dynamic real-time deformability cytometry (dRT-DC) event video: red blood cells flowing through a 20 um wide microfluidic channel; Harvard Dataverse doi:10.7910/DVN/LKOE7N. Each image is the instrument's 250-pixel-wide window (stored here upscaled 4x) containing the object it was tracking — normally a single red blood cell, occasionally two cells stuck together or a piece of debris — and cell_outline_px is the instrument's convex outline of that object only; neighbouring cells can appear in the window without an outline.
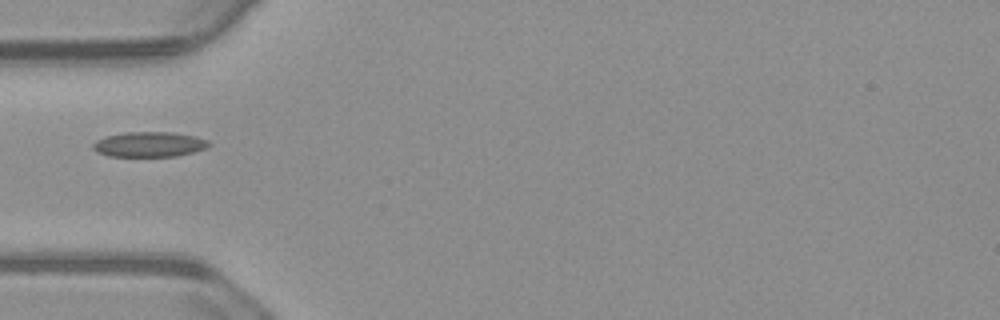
{"species": "common noctule bat (a hibernating species)", "species_latin": "Nyctalus noctula", "temperature_condition": "warm", "stored_images_in_passage": 39, "camera_frame_rate_fps": 3000, "um_per_image_px": 0.085, "animal": {"sex": "male", "body_mass_g": 23.1, "forearm_length_mm": 52.7}, "frame": {"image": 1, "passage_image": 1, "time_ms": 0.0, "image_size_px": [1000, 320], "cell_outline_px": [[212, 144], [208, 148], [176, 156], [108, 156], [96, 152], [92, 148], [92, 144], [96, 140], [104, 136], [124, 132], [172, 132], [196, 136], [208, 140]], "centroid_in_image_um": [12.68, 12.26], "position_along_channel_um": 72.3, "area_um2": 17.17}}
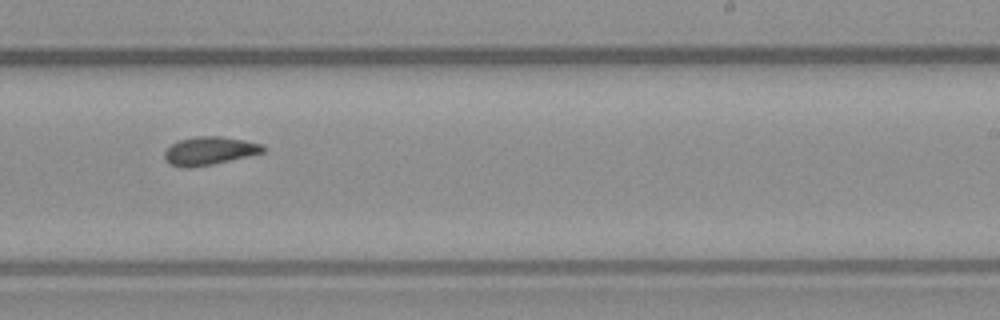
{"frame": {"image": 2, "passage_image": 17, "time_ms": 5.333, "image_size_px": [1000, 320], "cell_outline_px": [[264, 152], [248, 156], [212, 164], [188, 168], [180, 168], [168, 164], [164, 156], [164, 152], [172, 144], [180, 140], [196, 136], [220, 136], [244, 140], [264, 144]], "centroid_in_image_um": [17.78, 12.82], "position_along_channel_um": 271.2, "area_um2": 16.18}}
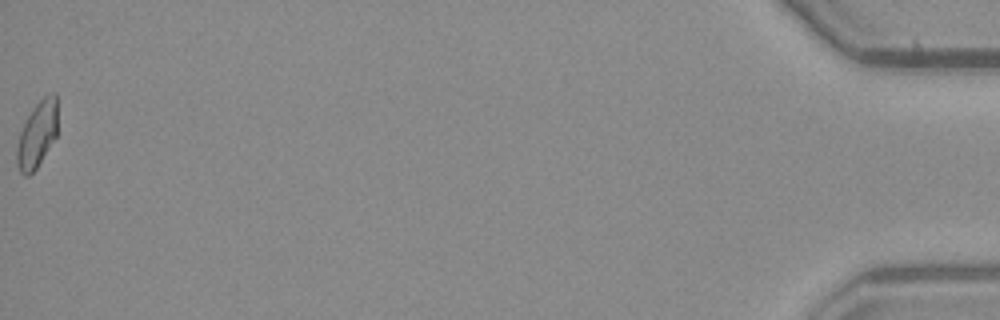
{"frame": {"image": 3, "passage_image": 39, "time_ms": 12.667, "image_size_px": [1000, 320], "cell_outline_px": [[56, 136], [36, 168], [28, 176], [24, 176], [20, 172], [16, 164], [16, 148], [20, 132], [32, 108], [44, 96], [52, 92], [56, 92]], "centroid_in_image_um": [3.13, 11.44], "position_along_channel_um": 432.1, "area_um2": 15.49}}